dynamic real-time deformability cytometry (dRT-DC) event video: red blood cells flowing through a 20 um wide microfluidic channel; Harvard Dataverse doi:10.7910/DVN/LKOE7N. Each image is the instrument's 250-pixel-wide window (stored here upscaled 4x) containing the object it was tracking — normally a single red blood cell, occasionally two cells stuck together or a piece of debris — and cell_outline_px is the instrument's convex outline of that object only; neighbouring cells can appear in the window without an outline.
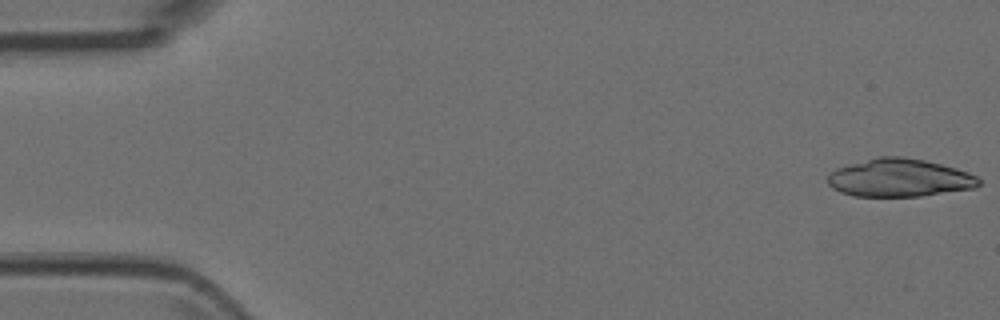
{"species": "Egyptian fruit bat (a non-hibernating species)", "species_latin": "Rousettus aegyptiacus", "temperature_condition": "room temperature", "stored_images_in_passage": 5, "camera_frame_rate_fps": 3000, "um_per_image_px": 0.085, "animal": {"sex": "female"}, "frame": {"image": 1, "passage_image": 1, "time_ms": 0.0, "image_size_px": [1000, 320], "cell_outline_px": [[980, 184], [976, 188], [920, 196], [852, 196], [840, 192], [832, 188], [828, 184], [828, 176], [836, 168], [880, 156], [900, 156], [924, 160], [956, 168], [968, 172], [976, 176], [980, 180]], "centroid_in_image_um": [76.46, 15.12], "position_along_channel_um": 8.5, "area_um2": 33.29}}